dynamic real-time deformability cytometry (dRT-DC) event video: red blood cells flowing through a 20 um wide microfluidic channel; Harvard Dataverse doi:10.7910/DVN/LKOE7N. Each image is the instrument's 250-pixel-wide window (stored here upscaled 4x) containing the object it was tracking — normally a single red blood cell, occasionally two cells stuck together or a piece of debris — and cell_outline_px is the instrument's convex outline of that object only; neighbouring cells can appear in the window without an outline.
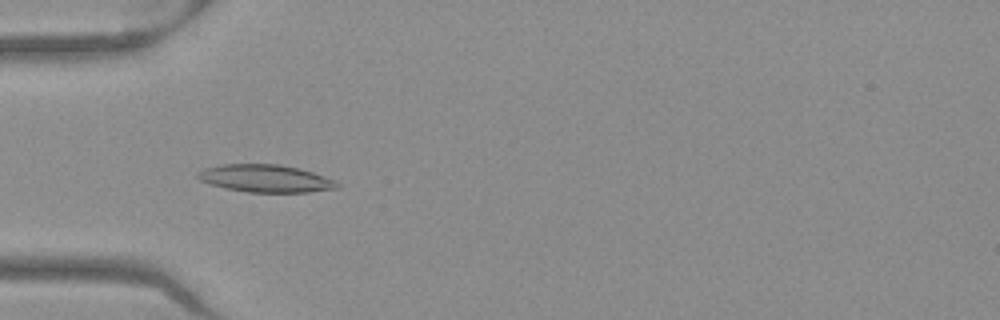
{"species": "Egyptian fruit bat (a non-hibernating species)", "species_latin": "Rousettus aegyptiacus", "temperature_condition": "warm", "stored_images_in_passage": 35, "camera_frame_rate_fps": 3000, "um_per_image_px": 0.085, "frame": {"image": 1, "passage_image": 3, "time_ms": 0.667, "image_size_px": [1000, 320], "cell_outline_px": [[340, 188], [308, 192], [248, 192], [224, 188], [208, 184], [200, 180], [196, 176], [196, 172], [204, 168], [220, 164], [280, 164], [300, 168], [336, 180], [340, 184]], "centroid_in_image_um": [22.56, 15.16], "position_along_channel_um": 62.4, "area_um2": 22.66}}
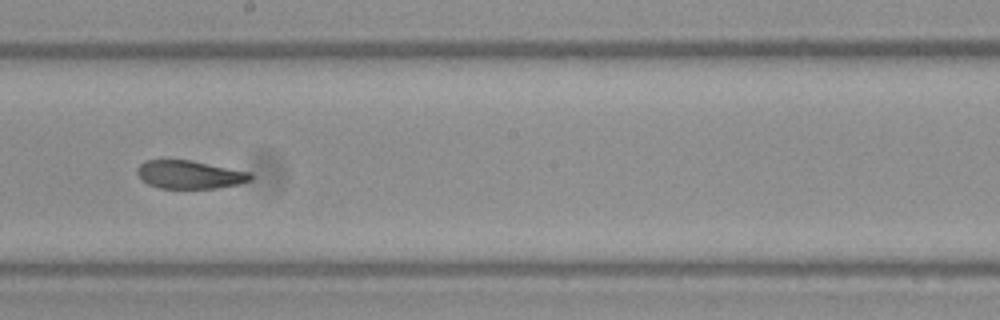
{"frame": {"image": 2, "passage_image": 16, "time_ms": 5.0, "image_size_px": [1000, 320], "cell_outline_px": [[256, 176], [252, 180], [240, 184], [216, 188], [160, 188], [148, 184], [140, 180], [136, 172], [136, 168], [144, 160], [192, 160], [252, 172]], "centroid_in_image_um": [16.15, 14.84], "position_along_channel_um": 232.0, "area_um2": 19.02}}
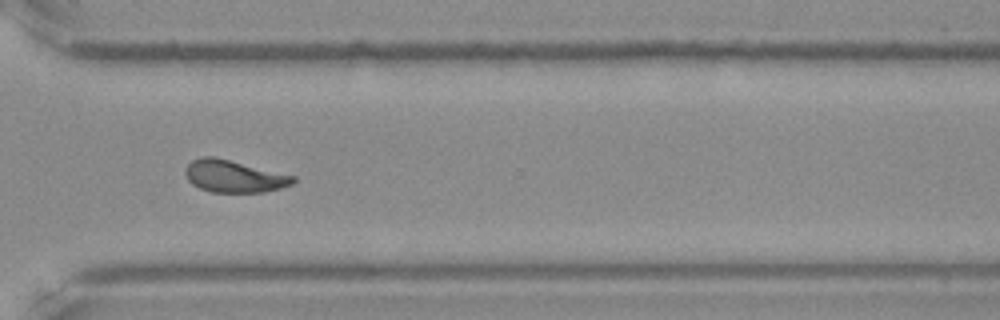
{"frame": {"image": 3, "passage_image": 25, "time_ms": 8.0, "image_size_px": [1000, 320], "cell_outline_px": [[296, 180], [292, 184], [280, 188], [264, 192], [212, 192], [200, 188], [192, 184], [188, 180], [184, 172], [184, 168], [192, 160], [200, 156], [212, 156], [296, 176]], "centroid_in_image_um": [19.86, 14.98], "position_along_channel_um": 350.7, "area_um2": 20.17}, "authors_computed_cell_mechanics": {"area_um2": 19.5942, "velocity_mm_per_s": 3.9568, "shape_relaxation_time_tau1_ms": null, "shape_relaxation_time_tau2_ms": 2.2482, "deformation_change_tau1": null, "deformation_change_tau2": 0.0888}}